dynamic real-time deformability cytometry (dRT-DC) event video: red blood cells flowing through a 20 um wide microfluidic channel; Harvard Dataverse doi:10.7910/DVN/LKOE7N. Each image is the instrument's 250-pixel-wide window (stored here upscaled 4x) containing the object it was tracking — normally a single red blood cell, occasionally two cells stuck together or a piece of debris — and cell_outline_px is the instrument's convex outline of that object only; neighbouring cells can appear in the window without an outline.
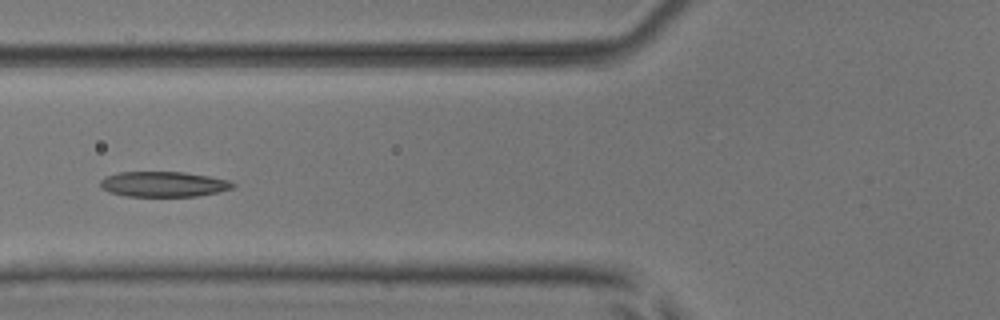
{"species": "common noctule bat (a hibernating species)", "species_latin": "Nyctalus noctula", "temperature_condition": "room temperature", "stored_images_in_passage": 6, "camera_frame_rate_fps": 3000, "um_per_image_px": 0.085, "animal": {"sex": "male", "body_mass_g": 17.9, "forearm_length_mm": 54.2}, "frame": {"image": 1, "passage_image": 5, "time_ms": 5.667, "image_size_px": [1000, 320], "cell_outline_px": [[236, 184], [232, 188], [216, 192], [196, 196], [124, 196], [108, 192], [100, 184], [100, 180], [104, 176], [120, 172], [184, 172], [208, 176], [228, 180]], "centroid_in_image_um": [13.86, 15.65], "position_along_channel_um": 111.9, "area_um2": 19.42}}
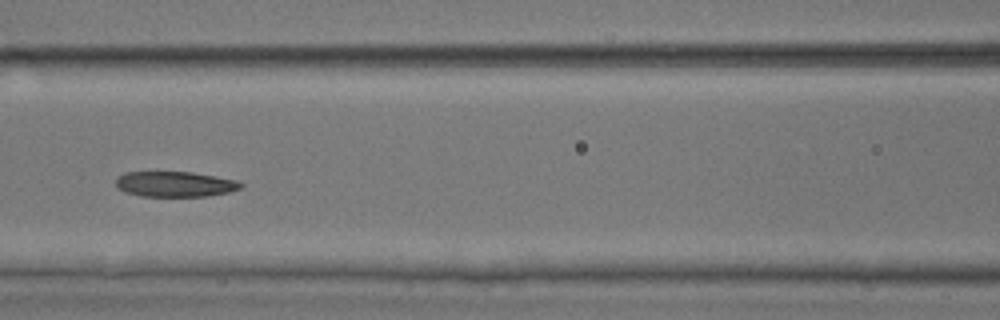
{"frame": {"image": 2, "passage_image": 6, "time_ms": 6.667, "image_size_px": [1000, 320], "cell_outline_px": [[244, 188], [228, 192], [208, 196], [140, 196], [124, 192], [116, 184], [116, 180], [124, 172], [192, 172], [216, 176], [236, 180], [244, 184]], "centroid_in_image_um": [14.92, 15.65], "position_along_channel_um": 151.7, "area_um2": 18.5}}